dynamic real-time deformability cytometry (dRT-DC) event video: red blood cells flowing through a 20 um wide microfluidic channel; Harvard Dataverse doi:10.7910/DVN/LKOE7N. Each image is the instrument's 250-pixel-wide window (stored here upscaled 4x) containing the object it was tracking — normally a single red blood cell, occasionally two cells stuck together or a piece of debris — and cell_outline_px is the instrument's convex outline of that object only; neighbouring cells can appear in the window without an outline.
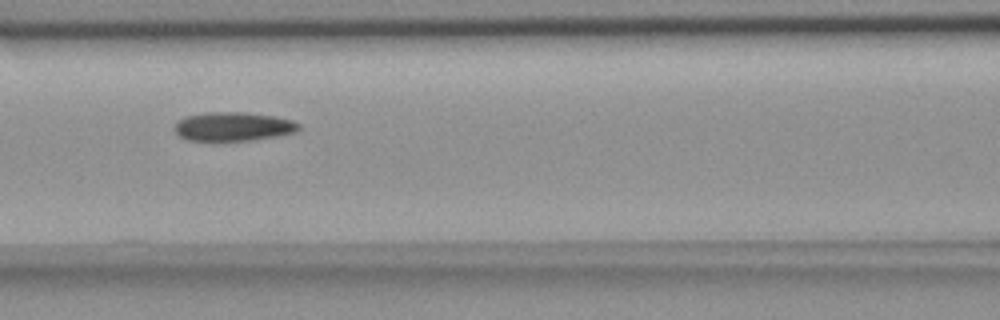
{"species": "common noctule bat (a hibernating species)", "species_latin": "Nyctalus noctula", "temperature_condition": "room temperature", "stored_images_in_passage": 5, "camera_frame_rate_fps": 3000, "um_per_image_px": 0.085, "animal": {"sex": "female", "body_mass_g": 18.4}, "frame": {"image": 1, "passage_image": 3, "time_ms": 3.0, "image_size_px": [1000, 320], "cell_outline_px": [[300, 128], [296, 132], [280, 136], [252, 140], [216, 144], [212, 144], [188, 140], [180, 136], [172, 128], [176, 120], [188, 116], [208, 112], [244, 112], [276, 116], [292, 120], [300, 124]], "centroid_in_image_um": [19.78, 10.8], "position_along_channel_um": 146.8, "area_um2": 22.02}}
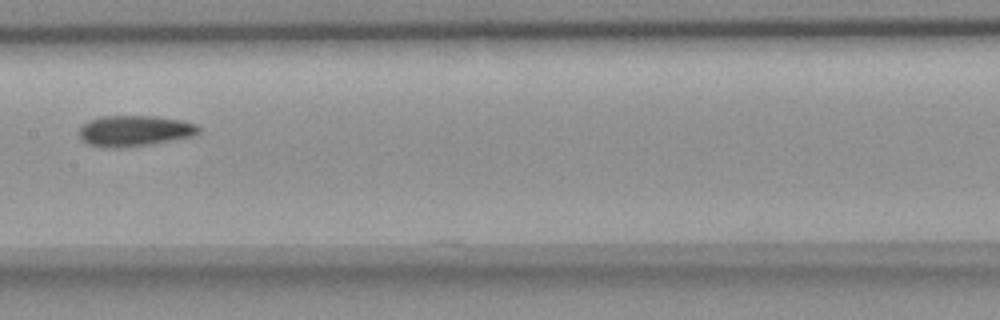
{"frame": {"image": 2, "passage_image": 4, "time_ms": 4.333, "image_size_px": [1000, 320], "cell_outline_px": [[200, 132], [192, 136], [148, 144], [124, 148], [108, 148], [88, 144], [80, 140], [80, 128], [88, 120], [104, 116], [156, 116], [180, 120], [196, 124], [200, 128]], "centroid_in_image_um": [11.41, 11.12], "position_along_channel_um": 196.0, "area_um2": 21.39}}
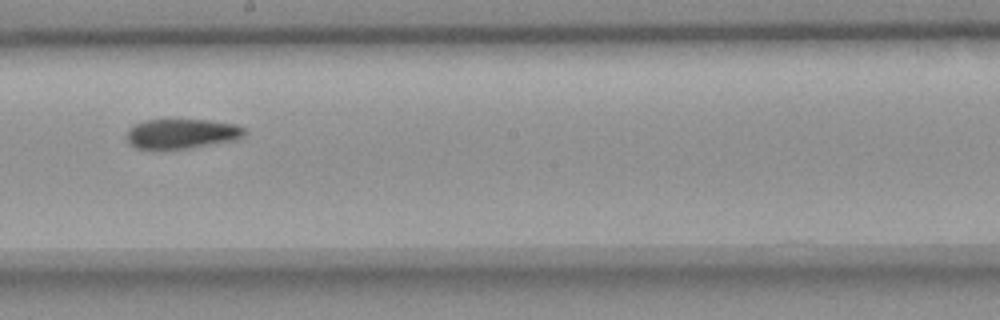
{"frame": {"image": 3, "passage_image": 5, "time_ms": 5.333, "image_size_px": [1000, 320], "cell_outline_px": [[244, 136], [236, 140], [188, 148], [160, 152], [136, 148], [128, 144], [128, 128], [136, 124], [148, 120], [208, 120], [236, 124], [244, 128]], "centroid_in_image_um": [15.41, 11.41], "position_along_channel_um": 232.8, "area_um2": 20.87}}